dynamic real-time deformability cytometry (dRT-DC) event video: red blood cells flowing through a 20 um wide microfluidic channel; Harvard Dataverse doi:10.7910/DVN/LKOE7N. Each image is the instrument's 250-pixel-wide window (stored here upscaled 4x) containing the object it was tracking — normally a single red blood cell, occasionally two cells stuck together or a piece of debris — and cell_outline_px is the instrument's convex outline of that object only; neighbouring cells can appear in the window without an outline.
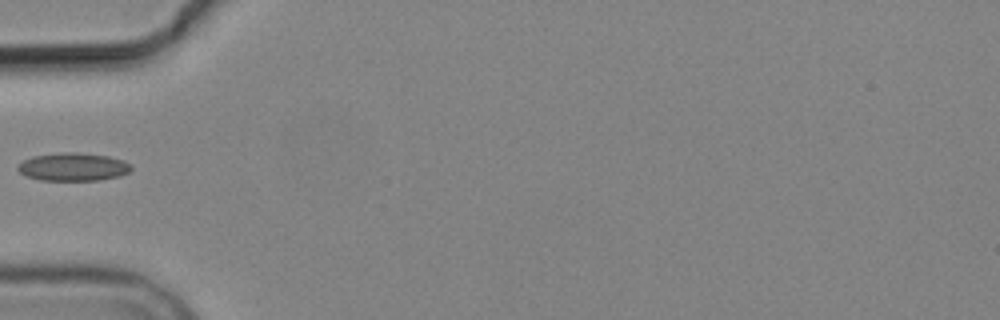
{"species": "common noctule bat (a hibernating species)", "species_latin": "Nyctalus noctula", "temperature_condition": "cold", "stored_images_in_passage": 7, "camera_frame_rate_fps": 3000, "um_per_image_px": 0.085, "animal": {"sex": "male", "body_mass_g": 19.2, "forearm_length_mm": 51.8}, "frame": {"image": 1, "passage_image": 5, "time_ms": 5.0, "image_size_px": [1000, 320], "cell_outline_px": [[132, 168], [128, 172], [120, 176], [100, 180], [40, 180], [28, 176], [20, 172], [16, 168], [24, 160], [32, 156], [64, 152], [76, 152], [108, 156], [124, 160], [132, 164]], "centroid_in_image_um": [6.25, 14.18], "position_along_channel_um": 78.7, "area_um2": 18.5}}
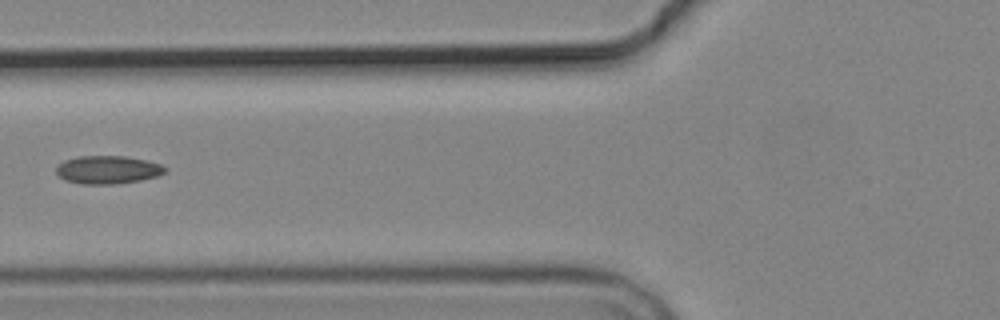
{"frame": {"image": 2, "passage_image": 6, "time_ms": 6.0, "image_size_px": [1000, 320], "cell_outline_px": [[168, 168], [164, 172], [156, 176], [140, 180], [116, 184], [84, 184], [64, 180], [56, 172], [56, 168], [64, 160], [80, 156], [124, 156], [148, 160], [160, 164]], "centroid_in_image_um": [9.17, 14.42], "position_along_channel_um": 116.6, "area_um2": 17.74}}
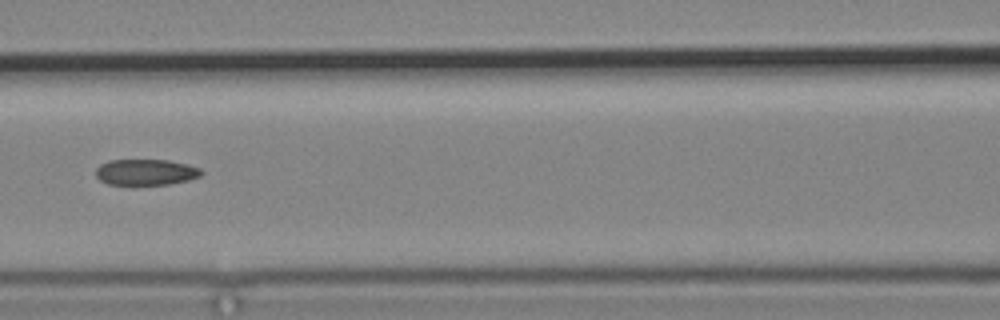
{"frame": {"image": 3, "passage_image": 7, "time_ms": 7.0, "image_size_px": [1000, 320], "cell_outline_px": [[204, 172], [200, 176], [188, 180], [168, 184], [108, 184], [100, 180], [96, 176], [96, 168], [100, 164], [108, 160], [168, 160], [188, 164], [200, 168]], "centroid_in_image_um": [12.4, 14.62], "position_along_channel_um": 154.2, "area_um2": 15.95}}